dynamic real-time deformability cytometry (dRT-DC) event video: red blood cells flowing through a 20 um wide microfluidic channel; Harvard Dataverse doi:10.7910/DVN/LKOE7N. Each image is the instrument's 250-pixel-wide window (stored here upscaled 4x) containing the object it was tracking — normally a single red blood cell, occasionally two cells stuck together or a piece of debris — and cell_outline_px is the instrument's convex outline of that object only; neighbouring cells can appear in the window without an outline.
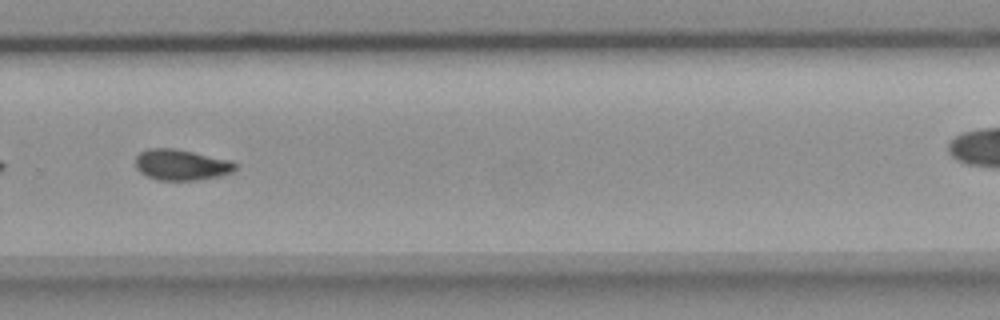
{"species": "common noctule bat (a hibernating species)", "species_latin": "Nyctalus noctula", "temperature_condition": "room temperature", "stored_images_in_passage": 42, "camera_frame_rate_fps": 3000, "um_per_image_px": 0.085, "animal": {"sex": "female", "body_mass_g": 18.4}, "frame": {"image": 1, "passage_image": 24, "time_ms": 7.667, "image_size_px": [1000, 320], "cell_outline_px": [[236, 168], [232, 172], [220, 176], [196, 180], [160, 180], [148, 176], [140, 172], [136, 168], [136, 156], [140, 152], [148, 148], [176, 148], [232, 160], [236, 164]], "centroid_in_image_um": [15.42, 13.99], "position_along_channel_um": 314.4, "area_um2": 18.03}}